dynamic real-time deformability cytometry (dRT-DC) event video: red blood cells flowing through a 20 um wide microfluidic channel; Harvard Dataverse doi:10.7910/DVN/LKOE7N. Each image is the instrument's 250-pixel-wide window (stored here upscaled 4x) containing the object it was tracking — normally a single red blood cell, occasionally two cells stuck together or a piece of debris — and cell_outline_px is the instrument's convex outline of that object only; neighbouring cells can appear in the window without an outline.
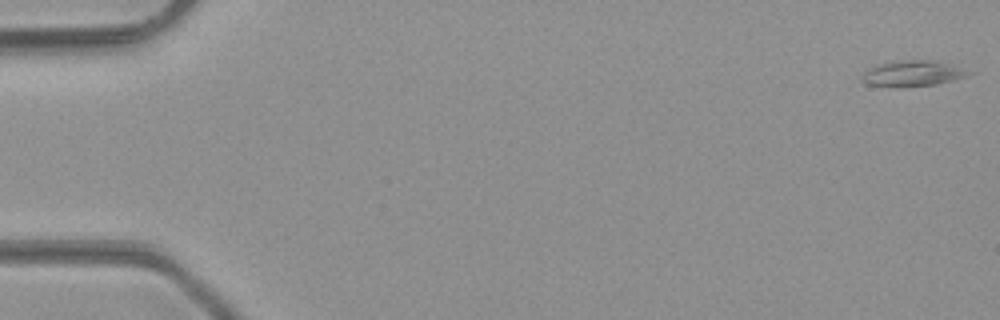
{"species": "common noctule bat (a hibernating species)", "species_latin": "Nyctalus noctula", "temperature_condition": "room temperature", "stored_images_in_passage": 10, "camera_frame_rate_fps": 3000, "um_per_image_px": 0.085, "animal": {"sex": "male", "body_mass_g": 23.1, "forearm_length_mm": 52.7}, "frame": {"image": 1, "passage_image": 1, "time_ms": 0.0, "image_size_px": [1000, 320], "cell_outline_px": [[976, 72], [952, 80], [936, 84], [864, 84], [860, 80], [864, 68], [876, 64], [892, 60], [932, 60], [948, 64]], "centroid_in_image_um": [77.51, 6.18], "position_along_channel_um": 7.5, "area_um2": 15.43}}